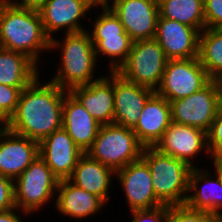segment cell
I'll return each mask as SVG.
<instances>
[{
    "label": "cell",
    "instance_id": "6da1fadb",
    "mask_svg": "<svg viewBox=\"0 0 222 222\" xmlns=\"http://www.w3.org/2000/svg\"><path fill=\"white\" fill-rule=\"evenodd\" d=\"M40 76L22 90L16 111L6 127L37 142L62 128V109L68 92L50 80L41 81Z\"/></svg>",
    "mask_w": 222,
    "mask_h": 222
},
{
    "label": "cell",
    "instance_id": "7a4b0ae2",
    "mask_svg": "<svg viewBox=\"0 0 222 222\" xmlns=\"http://www.w3.org/2000/svg\"><path fill=\"white\" fill-rule=\"evenodd\" d=\"M57 36L50 40V52H60V64L50 81L63 90L70 92L73 88L88 85L100 79L103 75L95 74L98 70V61L90 33L86 30L78 33ZM57 38V39H56ZM97 67V68H96Z\"/></svg>",
    "mask_w": 222,
    "mask_h": 222
},
{
    "label": "cell",
    "instance_id": "3957f363",
    "mask_svg": "<svg viewBox=\"0 0 222 222\" xmlns=\"http://www.w3.org/2000/svg\"><path fill=\"white\" fill-rule=\"evenodd\" d=\"M50 40L39 12L0 0V47L26 55L39 67L41 54L50 51Z\"/></svg>",
    "mask_w": 222,
    "mask_h": 222
},
{
    "label": "cell",
    "instance_id": "277c9868",
    "mask_svg": "<svg viewBox=\"0 0 222 222\" xmlns=\"http://www.w3.org/2000/svg\"><path fill=\"white\" fill-rule=\"evenodd\" d=\"M141 158L150 169L156 198L164 205L185 204L192 168L182 160L161 153L155 147H144Z\"/></svg>",
    "mask_w": 222,
    "mask_h": 222
},
{
    "label": "cell",
    "instance_id": "5b68a950",
    "mask_svg": "<svg viewBox=\"0 0 222 222\" xmlns=\"http://www.w3.org/2000/svg\"><path fill=\"white\" fill-rule=\"evenodd\" d=\"M143 148L132 128L111 123L100 126L97 137L85 153L116 172L140 159Z\"/></svg>",
    "mask_w": 222,
    "mask_h": 222
},
{
    "label": "cell",
    "instance_id": "8992f818",
    "mask_svg": "<svg viewBox=\"0 0 222 222\" xmlns=\"http://www.w3.org/2000/svg\"><path fill=\"white\" fill-rule=\"evenodd\" d=\"M59 179L44 160L37 158L14 180L15 206L31 216L56 196ZM52 199V200H51ZM40 210V211H39Z\"/></svg>",
    "mask_w": 222,
    "mask_h": 222
},
{
    "label": "cell",
    "instance_id": "52a82bcc",
    "mask_svg": "<svg viewBox=\"0 0 222 222\" xmlns=\"http://www.w3.org/2000/svg\"><path fill=\"white\" fill-rule=\"evenodd\" d=\"M100 11L101 13L96 14L97 18L88 24L92 26L87 27V31L90 33L97 61H101L99 57L105 56L106 60L109 58L107 65L109 68L105 69L116 72L128 58L134 41L111 9H100Z\"/></svg>",
    "mask_w": 222,
    "mask_h": 222
},
{
    "label": "cell",
    "instance_id": "ba28073f",
    "mask_svg": "<svg viewBox=\"0 0 222 222\" xmlns=\"http://www.w3.org/2000/svg\"><path fill=\"white\" fill-rule=\"evenodd\" d=\"M167 61L162 47L155 38L137 40L133 42L128 58L116 73L127 81L156 91Z\"/></svg>",
    "mask_w": 222,
    "mask_h": 222
},
{
    "label": "cell",
    "instance_id": "9c48e42d",
    "mask_svg": "<svg viewBox=\"0 0 222 222\" xmlns=\"http://www.w3.org/2000/svg\"><path fill=\"white\" fill-rule=\"evenodd\" d=\"M171 122L195 127L208 132L222 105L217 79H212L201 90L170 102Z\"/></svg>",
    "mask_w": 222,
    "mask_h": 222
},
{
    "label": "cell",
    "instance_id": "30bf717a",
    "mask_svg": "<svg viewBox=\"0 0 222 222\" xmlns=\"http://www.w3.org/2000/svg\"><path fill=\"white\" fill-rule=\"evenodd\" d=\"M211 80L198 57L168 60L155 92L171 102L201 90Z\"/></svg>",
    "mask_w": 222,
    "mask_h": 222
},
{
    "label": "cell",
    "instance_id": "8fae6325",
    "mask_svg": "<svg viewBox=\"0 0 222 222\" xmlns=\"http://www.w3.org/2000/svg\"><path fill=\"white\" fill-rule=\"evenodd\" d=\"M154 147L161 153L184 161L191 168L198 167L196 165L198 160L196 159H198L201 152L205 153V157L210 156L206 132L174 122L170 123L162 138Z\"/></svg>",
    "mask_w": 222,
    "mask_h": 222
},
{
    "label": "cell",
    "instance_id": "7c38bea8",
    "mask_svg": "<svg viewBox=\"0 0 222 222\" xmlns=\"http://www.w3.org/2000/svg\"><path fill=\"white\" fill-rule=\"evenodd\" d=\"M92 10L89 0H46L39 14L45 34L52 39L62 30V34L86 31L81 20L92 21V14L87 16Z\"/></svg>",
    "mask_w": 222,
    "mask_h": 222
},
{
    "label": "cell",
    "instance_id": "4fadbf2b",
    "mask_svg": "<svg viewBox=\"0 0 222 222\" xmlns=\"http://www.w3.org/2000/svg\"><path fill=\"white\" fill-rule=\"evenodd\" d=\"M115 178L123 189L129 212L163 205L155 196L150 169L142 158L117 170Z\"/></svg>",
    "mask_w": 222,
    "mask_h": 222
},
{
    "label": "cell",
    "instance_id": "5bb4252c",
    "mask_svg": "<svg viewBox=\"0 0 222 222\" xmlns=\"http://www.w3.org/2000/svg\"><path fill=\"white\" fill-rule=\"evenodd\" d=\"M110 9L133 41L155 37L159 17L157 0H118Z\"/></svg>",
    "mask_w": 222,
    "mask_h": 222
},
{
    "label": "cell",
    "instance_id": "9a60e30c",
    "mask_svg": "<svg viewBox=\"0 0 222 222\" xmlns=\"http://www.w3.org/2000/svg\"><path fill=\"white\" fill-rule=\"evenodd\" d=\"M199 37L197 29L159 15L154 38L168 60L198 57Z\"/></svg>",
    "mask_w": 222,
    "mask_h": 222
},
{
    "label": "cell",
    "instance_id": "2e32d148",
    "mask_svg": "<svg viewBox=\"0 0 222 222\" xmlns=\"http://www.w3.org/2000/svg\"><path fill=\"white\" fill-rule=\"evenodd\" d=\"M84 152L64 128L54 131L39 142V156L59 179H68Z\"/></svg>",
    "mask_w": 222,
    "mask_h": 222
},
{
    "label": "cell",
    "instance_id": "e0dca14e",
    "mask_svg": "<svg viewBox=\"0 0 222 222\" xmlns=\"http://www.w3.org/2000/svg\"><path fill=\"white\" fill-rule=\"evenodd\" d=\"M39 156V142L15 134L7 128L0 130V174L12 180Z\"/></svg>",
    "mask_w": 222,
    "mask_h": 222
},
{
    "label": "cell",
    "instance_id": "ac0fdd59",
    "mask_svg": "<svg viewBox=\"0 0 222 222\" xmlns=\"http://www.w3.org/2000/svg\"><path fill=\"white\" fill-rule=\"evenodd\" d=\"M104 74L100 79L70 91L101 125L111 124L114 120V72Z\"/></svg>",
    "mask_w": 222,
    "mask_h": 222
},
{
    "label": "cell",
    "instance_id": "d6986e66",
    "mask_svg": "<svg viewBox=\"0 0 222 222\" xmlns=\"http://www.w3.org/2000/svg\"><path fill=\"white\" fill-rule=\"evenodd\" d=\"M155 91L123 79L114 72L113 123L133 128L148 98Z\"/></svg>",
    "mask_w": 222,
    "mask_h": 222
},
{
    "label": "cell",
    "instance_id": "ffe728a7",
    "mask_svg": "<svg viewBox=\"0 0 222 222\" xmlns=\"http://www.w3.org/2000/svg\"><path fill=\"white\" fill-rule=\"evenodd\" d=\"M54 200L55 210L63 217L76 219L75 221L91 218L99 211L101 213L106 206L99 197L79 188L68 179L59 180Z\"/></svg>",
    "mask_w": 222,
    "mask_h": 222
},
{
    "label": "cell",
    "instance_id": "44dd1931",
    "mask_svg": "<svg viewBox=\"0 0 222 222\" xmlns=\"http://www.w3.org/2000/svg\"><path fill=\"white\" fill-rule=\"evenodd\" d=\"M171 123L170 102L154 92L146 101L132 128L144 147H154Z\"/></svg>",
    "mask_w": 222,
    "mask_h": 222
},
{
    "label": "cell",
    "instance_id": "7402d4cb",
    "mask_svg": "<svg viewBox=\"0 0 222 222\" xmlns=\"http://www.w3.org/2000/svg\"><path fill=\"white\" fill-rule=\"evenodd\" d=\"M101 124L83 107L71 93L64 97L62 109V128L85 153L97 137Z\"/></svg>",
    "mask_w": 222,
    "mask_h": 222
},
{
    "label": "cell",
    "instance_id": "603a6c76",
    "mask_svg": "<svg viewBox=\"0 0 222 222\" xmlns=\"http://www.w3.org/2000/svg\"><path fill=\"white\" fill-rule=\"evenodd\" d=\"M212 170L192 168L186 205L195 210L214 212L222 217V183Z\"/></svg>",
    "mask_w": 222,
    "mask_h": 222
},
{
    "label": "cell",
    "instance_id": "cb8c5ba5",
    "mask_svg": "<svg viewBox=\"0 0 222 222\" xmlns=\"http://www.w3.org/2000/svg\"><path fill=\"white\" fill-rule=\"evenodd\" d=\"M115 171L83 153L68 180L79 188L96 195L105 204L110 200V190Z\"/></svg>",
    "mask_w": 222,
    "mask_h": 222
},
{
    "label": "cell",
    "instance_id": "d4e9b609",
    "mask_svg": "<svg viewBox=\"0 0 222 222\" xmlns=\"http://www.w3.org/2000/svg\"><path fill=\"white\" fill-rule=\"evenodd\" d=\"M26 55L0 47V83L11 87H26L40 69Z\"/></svg>",
    "mask_w": 222,
    "mask_h": 222
},
{
    "label": "cell",
    "instance_id": "484cf974",
    "mask_svg": "<svg viewBox=\"0 0 222 222\" xmlns=\"http://www.w3.org/2000/svg\"><path fill=\"white\" fill-rule=\"evenodd\" d=\"M159 15L197 29L206 28L204 0H157Z\"/></svg>",
    "mask_w": 222,
    "mask_h": 222
},
{
    "label": "cell",
    "instance_id": "4316f807",
    "mask_svg": "<svg viewBox=\"0 0 222 222\" xmlns=\"http://www.w3.org/2000/svg\"><path fill=\"white\" fill-rule=\"evenodd\" d=\"M198 58L212 79L222 75V28H205L200 33Z\"/></svg>",
    "mask_w": 222,
    "mask_h": 222
},
{
    "label": "cell",
    "instance_id": "83f0119b",
    "mask_svg": "<svg viewBox=\"0 0 222 222\" xmlns=\"http://www.w3.org/2000/svg\"><path fill=\"white\" fill-rule=\"evenodd\" d=\"M219 217L214 212L191 209L186 204L171 205L168 222H215Z\"/></svg>",
    "mask_w": 222,
    "mask_h": 222
},
{
    "label": "cell",
    "instance_id": "f1b7e54d",
    "mask_svg": "<svg viewBox=\"0 0 222 222\" xmlns=\"http://www.w3.org/2000/svg\"><path fill=\"white\" fill-rule=\"evenodd\" d=\"M25 87H11L0 83V111L8 118L15 113L22 90Z\"/></svg>",
    "mask_w": 222,
    "mask_h": 222
},
{
    "label": "cell",
    "instance_id": "f546056e",
    "mask_svg": "<svg viewBox=\"0 0 222 222\" xmlns=\"http://www.w3.org/2000/svg\"><path fill=\"white\" fill-rule=\"evenodd\" d=\"M130 222H168L169 205H160L151 209L134 210L129 212Z\"/></svg>",
    "mask_w": 222,
    "mask_h": 222
},
{
    "label": "cell",
    "instance_id": "4dcf8cb0",
    "mask_svg": "<svg viewBox=\"0 0 222 222\" xmlns=\"http://www.w3.org/2000/svg\"><path fill=\"white\" fill-rule=\"evenodd\" d=\"M206 28H222V0H204Z\"/></svg>",
    "mask_w": 222,
    "mask_h": 222
},
{
    "label": "cell",
    "instance_id": "1f68e13d",
    "mask_svg": "<svg viewBox=\"0 0 222 222\" xmlns=\"http://www.w3.org/2000/svg\"><path fill=\"white\" fill-rule=\"evenodd\" d=\"M14 180L0 174V212L15 208Z\"/></svg>",
    "mask_w": 222,
    "mask_h": 222
},
{
    "label": "cell",
    "instance_id": "d6a6232c",
    "mask_svg": "<svg viewBox=\"0 0 222 222\" xmlns=\"http://www.w3.org/2000/svg\"><path fill=\"white\" fill-rule=\"evenodd\" d=\"M206 135L207 147L211 153L222 142V105L219 107Z\"/></svg>",
    "mask_w": 222,
    "mask_h": 222
},
{
    "label": "cell",
    "instance_id": "836d02e7",
    "mask_svg": "<svg viewBox=\"0 0 222 222\" xmlns=\"http://www.w3.org/2000/svg\"><path fill=\"white\" fill-rule=\"evenodd\" d=\"M14 6L25 9L39 12L46 0H8Z\"/></svg>",
    "mask_w": 222,
    "mask_h": 222
},
{
    "label": "cell",
    "instance_id": "e575fe53",
    "mask_svg": "<svg viewBox=\"0 0 222 222\" xmlns=\"http://www.w3.org/2000/svg\"><path fill=\"white\" fill-rule=\"evenodd\" d=\"M18 212L20 213V215ZM21 212L22 211L16 207L5 212H0V222H24V220H21L22 216L24 215L26 218L29 216L25 212H22V214Z\"/></svg>",
    "mask_w": 222,
    "mask_h": 222
},
{
    "label": "cell",
    "instance_id": "d590c367",
    "mask_svg": "<svg viewBox=\"0 0 222 222\" xmlns=\"http://www.w3.org/2000/svg\"><path fill=\"white\" fill-rule=\"evenodd\" d=\"M118 0H90V5L93 10L110 9Z\"/></svg>",
    "mask_w": 222,
    "mask_h": 222
},
{
    "label": "cell",
    "instance_id": "8d00e7d4",
    "mask_svg": "<svg viewBox=\"0 0 222 222\" xmlns=\"http://www.w3.org/2000/svg\"><path fill=\"white\" fill-rule=\"evenodd\" d=\"M211 161H222V142L210 153Z\"/></svg>",
    "mask_w": 222,
    "mask_h": 222
},
{
    "label": "cell",
    "instance_id": "74e56055",
    "mask_svg": "<svg viewBox=\"0 0 222 222\" xmlns=\"http://www.w3.org/2000/svg\"><path fill=\"white\" fill-rule=\"evenodd\" d=\"M212 164L214 166L213 172H215L217 174V176L219 177L221 183H222V161H212ZM215 169V170H214Z\"/></svg>",
    "mask_w": 222,
    "mask_h": 222
},
{
    "label": "cell",
    "instance_id": "f35d334b",
    "mask_svg": "<svg viewBox=\"0 0 222 222\" xmlns=\"http://www.w3.org/2000/svg\"><path fill=\"white\" fill-rule=\"evenodd\" d=\"M9 119L0 111V130L7 127Z\"/></svg>",
    "mask_w": 222,
    "mask_h": 222
},
{
    "label": "cell",
    "instance_id": "ab89813d",
    "mask_svg": "<svg viewBox=\"0 0 222 222\" xmlns=\"http://www.w3.org/2000/svg\"><path fill=\"white\" fill-rule=\"evenodd\" d=\"M217 80H218V83H219V86H220V93H221V96H222V75L219 78H217Z\"/></svg>",
    "mask_w": 222,
    "mask_h": 222
},
{
    "label": "cell",
    "instance_id": "60d3db41",
    "mask_svg": "<svg viewBox=\"0 0 222 222\" xmlns=\"http://www.w3.org/2000/svg\"><path fill=\"white\" fill-rule=\"evenodd\" d=\"M215 222H222V217L220 216Z\"/></svg>",
    "mask_w": 222,
    "mask_h": 222
}]
</instances>
